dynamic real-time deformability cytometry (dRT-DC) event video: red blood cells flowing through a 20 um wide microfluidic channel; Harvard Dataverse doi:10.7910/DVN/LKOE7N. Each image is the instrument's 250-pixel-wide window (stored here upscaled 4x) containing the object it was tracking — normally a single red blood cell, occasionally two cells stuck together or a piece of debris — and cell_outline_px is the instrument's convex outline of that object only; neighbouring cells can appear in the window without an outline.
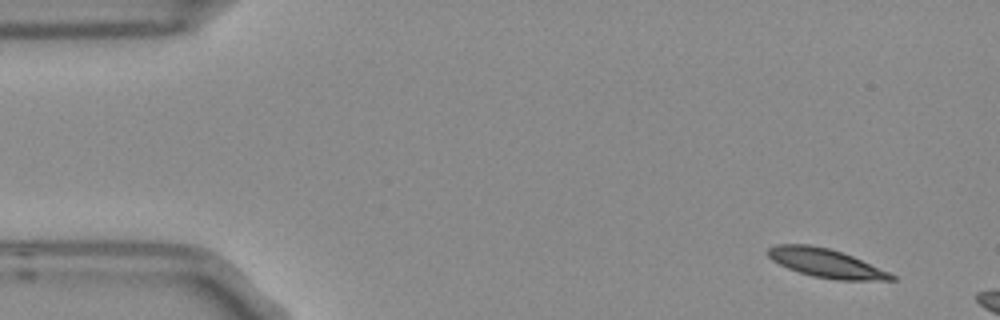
{"species": "Egyptian fruit bat (a non-hibernating species)", "species_latin": "Rousettus aegyptiacus", "temperature_condition": "room temperature", "stored_images_in_passage": 3, "camera_frame_rate_fps": 3000, "um_per_image_px": 0.085, "frame": {"image": 1, "passage_image": 1, "time_ms": 0.0, "image_size_px": [1000, 320], "cell_outline_px": [[896, 280], [836, 280], [812, 276], [788, 268], [772, 260], [768, 256], [768, 248], [776, 244], [808, 244], [828, 248], [852, 256], [888, 272], [896, 276]], "centroid_in_image_um": [70.18, 22.36], "position_along_channel_um": 14.8, "area_um2": 20.35}}